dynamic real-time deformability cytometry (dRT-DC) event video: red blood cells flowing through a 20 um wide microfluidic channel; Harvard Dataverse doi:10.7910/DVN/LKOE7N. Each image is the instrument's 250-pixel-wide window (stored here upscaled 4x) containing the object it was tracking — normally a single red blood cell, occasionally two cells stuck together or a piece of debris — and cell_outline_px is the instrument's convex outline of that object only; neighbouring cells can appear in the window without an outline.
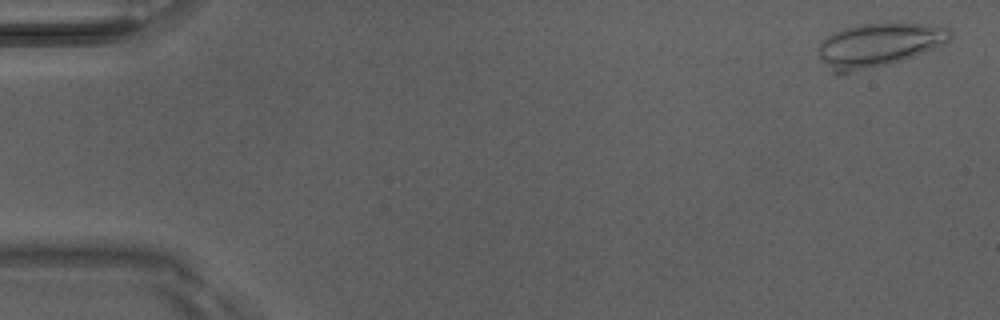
{"species": "Egyptian fruit bat (a non-hibernating species)", "species_latin": "Rousettus aegyptiacus", "temperature_condition": "room temperature", "stored_images_in_passage": 5, "camera_frame_rate_fps": 3000, "um_per_image_px": 0.085, "animal": {"sex": "male"}, "frame": {"image": 1, "passage_image": 1, "time_ms": 0.0, "image_size_px": [1000, 320], "cell_outline_px": [[952, 36], [944, 44], [924, 52], [888, 64], [836, 76], [832, 72], [820, 56], [820, 44], [828, 36], [844, 28], [856, 24], [892, 20], [900, 20], [948, 28], [952, 32]], "centroid_in_image_um": [74.71, 3.77], "position_along_channel_um": 10.3, "area_um2": 33.99}}